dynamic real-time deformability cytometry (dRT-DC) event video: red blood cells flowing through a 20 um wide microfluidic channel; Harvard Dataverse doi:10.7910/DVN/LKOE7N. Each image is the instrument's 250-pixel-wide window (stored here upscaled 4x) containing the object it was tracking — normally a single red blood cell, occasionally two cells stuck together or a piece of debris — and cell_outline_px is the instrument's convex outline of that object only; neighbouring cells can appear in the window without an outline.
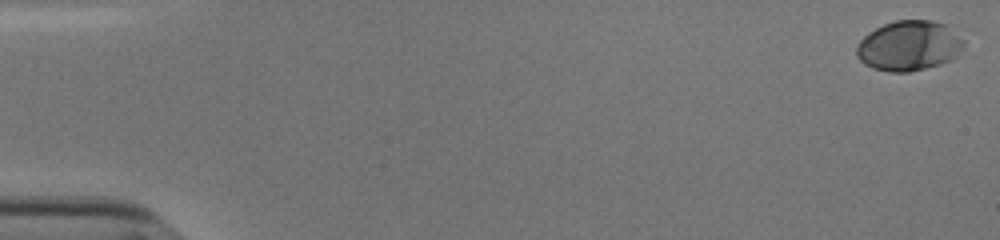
{"species": "human", "species_latin": "Homo sapiens", "temperature_condition": "cold", "stored_images_in_passage": 46, "camera_frame_rate_fps": 3000, "um_per_image_px": 0.085, "donor": {"sex": "male"}, "frame": {"image": 1, "passage_image": 1, "time_ms": 0.0, "image_size_px": [1000, 240], "cell_outline_px": [[964, 44], [956, 56], [952, 60], [940, 64], [908, 72], [888, 72], [872, 68], [864, 64], [856, 56], [856, 48], [860, 40], [868, 32], [884, 24], [896, 20], [932, 20], [948, 24], [964, 40]], "centroid_in_image_um": [77.26, 3.88], "position_along_channel_um": 7.7, "area_um2": 31.5}}
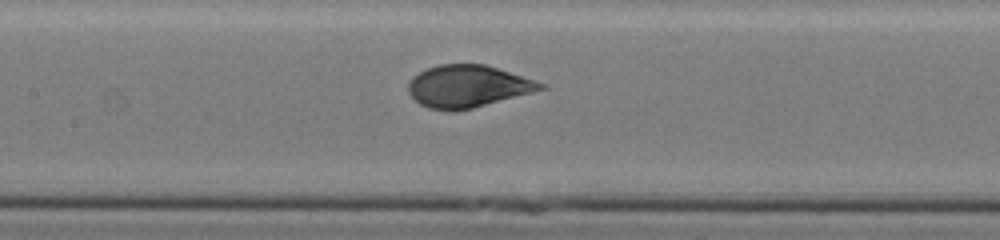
{"frame": {"image": 2, "passage_image": 27, "time_ms": 8.667, "image_size_px": [1000, 240], "cell_outline_px": [[548, 88], [472, 108], [428, 108], [420, 104], [408, 92], [408, 80], [412, 76], [428, 68], [440, 64], [484, 64], [548, 84]], "centroid_in_image_um": [39.79, 7.3], "position_along_channel_um": 167.6, "area_um2": 31.91}}
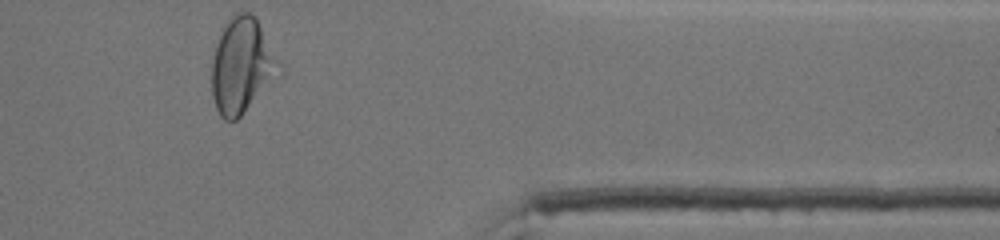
{"frame": {"image": 3, "passage_image": 46, "time_ms": 15.0, "image_size_px": [1000, 240], "cell_outline_px": [[268, 60], [264, 76], [248, 104], [240, 116], [236, 120], [224, 120], [220, 116], [216, 108], [212, 96], [212, 60], [216, 44], [228, 20], [236, 12], [252, 12], [256, 16], [260, 28], [268, 56]], "centroid_in_image_um": [20.23, 5.52], "position_along_channel_um": 391.2, "area_um2": 32.08}, "authors_computed_cell_mechanics": {"area_um2": 31.9634, "velocity_mm_per_s": 3.8175, "shape_relaxation_time_tau1_ms": 4.1326, "shape_relaxation_time_tau2_ms": null, "deformation_change_tau1": 0.1653, "deformation_change_tau2": null}}